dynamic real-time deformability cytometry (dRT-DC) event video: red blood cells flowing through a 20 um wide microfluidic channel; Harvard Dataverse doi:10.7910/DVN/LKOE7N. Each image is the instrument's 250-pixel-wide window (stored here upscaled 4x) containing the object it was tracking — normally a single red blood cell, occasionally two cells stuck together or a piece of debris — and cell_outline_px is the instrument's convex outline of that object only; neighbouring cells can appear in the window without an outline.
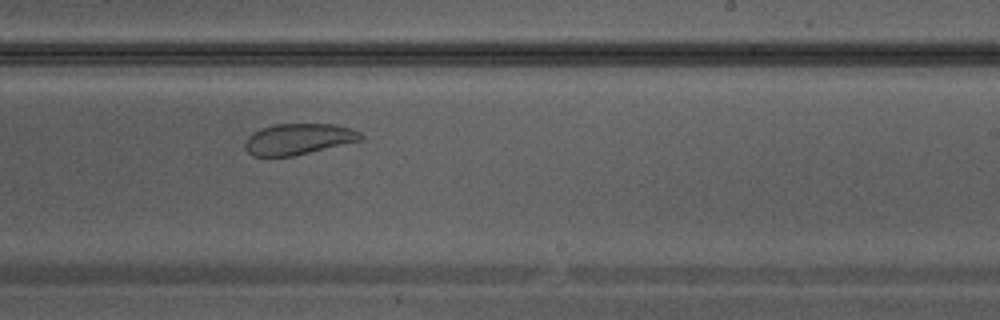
{"species": "Egyptian fruit bat (a non-hibernating species)", "species_latin": "Rousettus aegyptiacus", "temperature_condition": "warm", "stored_images_in_passage": 26, "camera_frame_rate_fps": 3000, "um_per_image_px": 0.085, "animal": {"sex": "male"}, "frame": {"image": 1, "passage_image": 12, "time_ms": 3.667, "image_size_px": [1000, 320], "cell_outline_px": [[364, 140], [292, 156], [252, 156], [244, 148], [244, 140], [252, 132], [260, 128], [272, 124], [336, 124], [352, 128], [360, 132], [364, 136]], "centroid_in_image_um": [25.37, 11.81], "position_along_channel_um": 263.6, "area_um2": 21.27}}
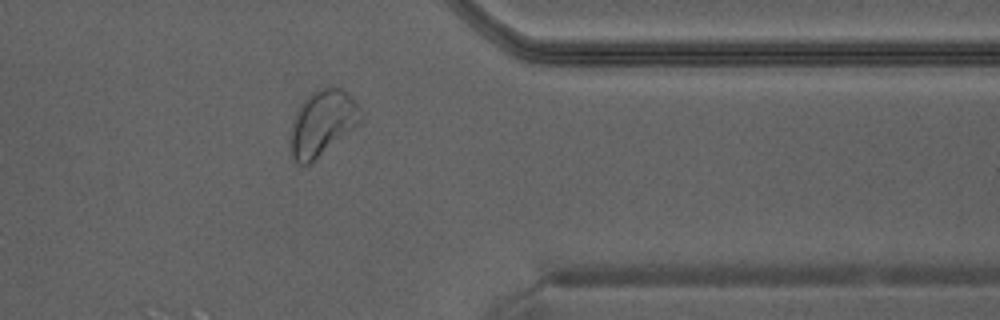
{"frame": {"image": 2, "passage_image": 19, "time_ms": 6.0, "image_size_px": [1000, 320], "cell_outline_px": [[364, 120], [312, 164], [300, 164], [292, 156], [288, 132], [296, 112], [300, 104], [316, 88], [332, 84], [348, 92], [352, 96], [360, 108], [364, 116]], "centroid_in_image_um": [27.42, 10.43], "position_along_channel_um": 384.0, "area_um2": 27.74}}